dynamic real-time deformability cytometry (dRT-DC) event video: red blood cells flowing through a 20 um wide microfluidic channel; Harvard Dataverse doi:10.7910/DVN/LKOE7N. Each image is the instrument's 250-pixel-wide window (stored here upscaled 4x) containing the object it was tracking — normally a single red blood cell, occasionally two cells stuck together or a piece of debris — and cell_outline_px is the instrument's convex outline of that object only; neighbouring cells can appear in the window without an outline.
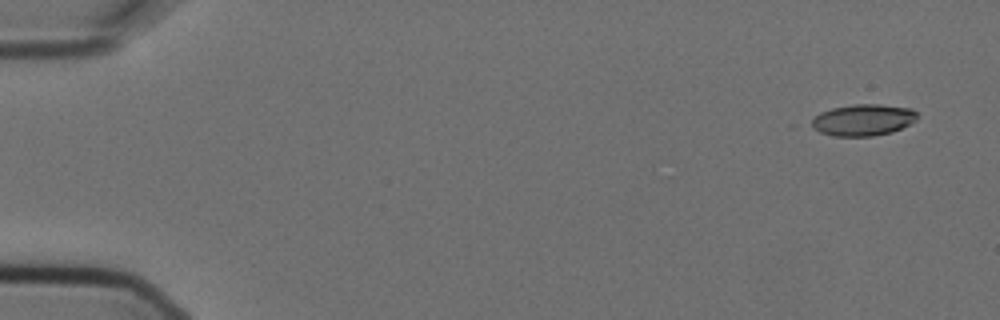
{"species": "Egyptian fruit bat (a non-hibernating species)", "species_latin": "Rousettus aegyptiacus", "temperature_condition": "cold", "stored_images_in_passage": 5, "camera_frame_rate_fps": 3000, "um_per_image_px": 0.085, "animal": {"sex": "female"}, "frame": {"image": 1, "passage_image": 1, "time_ms": 0.0, "image_size_px": [1000, 320], "cell_outline_px": [[916, 120], [892, 132], [872, 136], [832, 136], [820, 132], [812, 128], [812, 120], [820, 112], [832, 108], [852, 104], [880, 104], [912, 108], [916, 112]], "centroid_in_image_um": [73.35, 10.19], "position_along_channel_um": 11.7, "area_um2": 19.36}}
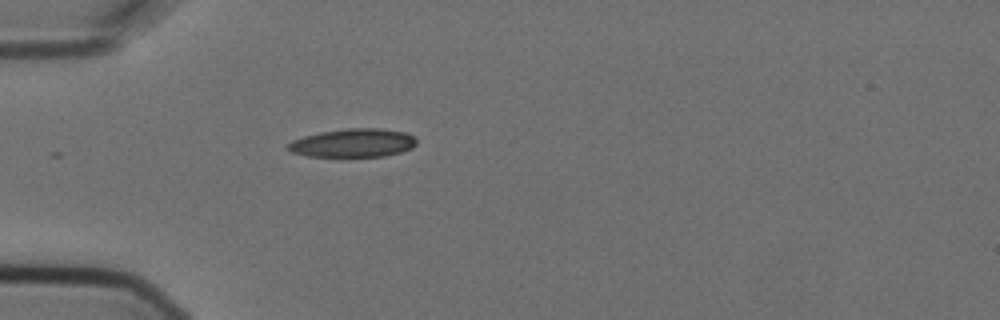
{"frame": {"image": 2, "passage_image": 5, "time_ms": 1.333, "image_size_px": [1000, 320], "cell_outline_px": [[416, 144], [412, 148], [400, 152], [384, 156], [308, 156], [292, 152], [288, 148], [288, 144], [292, 140], [304, 136], [320, 132], [348, 128], [380, 128], [404, 132], [416, 136]], "centroid_in_image_um": [30.05, 12.14], "position_along_channel_um": 55.0, "area_um2": 21.21}}